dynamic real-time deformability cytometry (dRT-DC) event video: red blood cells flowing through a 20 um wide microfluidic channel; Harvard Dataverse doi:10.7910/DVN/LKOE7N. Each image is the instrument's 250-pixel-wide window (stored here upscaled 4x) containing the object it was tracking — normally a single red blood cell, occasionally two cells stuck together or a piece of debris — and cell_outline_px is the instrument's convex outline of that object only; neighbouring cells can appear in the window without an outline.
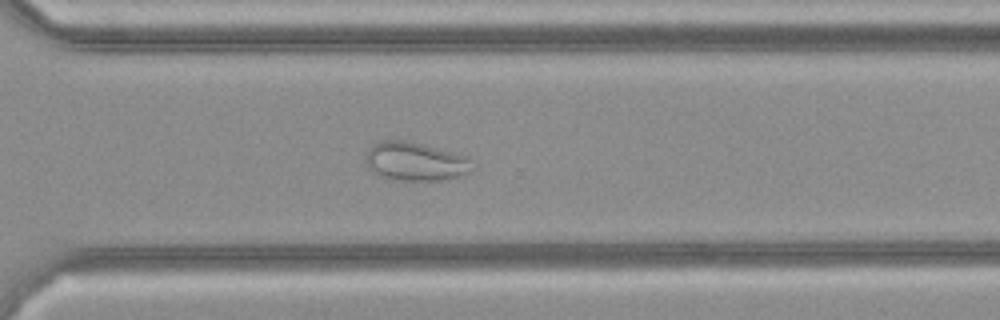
{"species": "common noctule bat (a hibernating species)", "species_latin": "Nyctalus noctula", "temperature_condition": "cold", "stored_images_in_passage": 36, "camera_frame_rate_fps": 3000, "um_per_image_px": 0.085, "animal": {"sex": "female", "body_mass_g": 21.9}, "frame": {"image": 1, "passage_image": 26, "time_ms": 8.333, "image_size_px": [1000, 320], "cell_outline_px": [[476, 168], [472, 172], [464, 176], [440, 180], [404, 180], [376, 176], [368, 168], [364, 160], [364, 156], [368, 148], [384, 140], [404, 140], [468, 156], [476, 164]], "centroid_in_image_um": [35.34, 13.74], "position_along_channel_um": 335.3, "area_um2": 24.39}}